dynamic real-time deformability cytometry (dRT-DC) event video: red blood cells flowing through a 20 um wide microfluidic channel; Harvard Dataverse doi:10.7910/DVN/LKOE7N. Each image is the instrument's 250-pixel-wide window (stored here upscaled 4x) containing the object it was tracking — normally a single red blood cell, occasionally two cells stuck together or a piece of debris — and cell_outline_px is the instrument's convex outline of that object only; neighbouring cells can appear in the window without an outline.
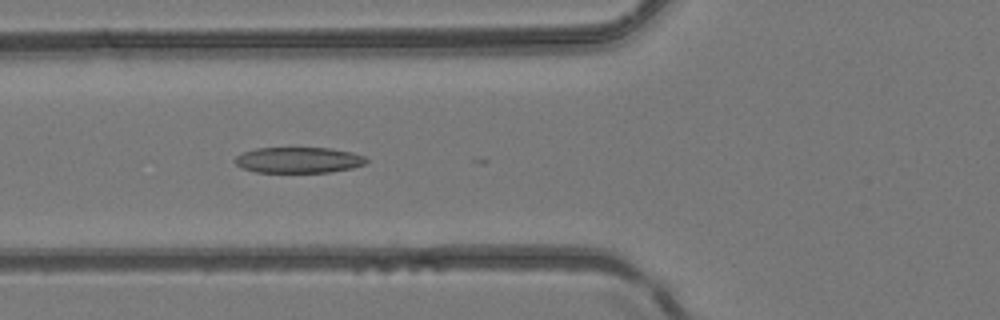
{"species": "common noctule bat (a hibernating species)", "species_latin": "Nyctalus noctula", "temperature_condition": "room temperature", "stored_images_in_passage": 17, "camera_frame_rate_fps": 3000, "um_per_image_px": 0.085, "animal": {"sex": "female", "body_mass_g": 24.6, "forearm_length_mm": 56.2}, "frame": {"image": 1, "passage_image": 14, "time_ms": 4.333, "image_size_px": [1000, 320], "cell_outline_px": [[368, 160], [364, 164], [352, 168], [332, 172], [256, 172], [240, 168], [232, 160], [236, 156], [244, 152], [256, 148], [332, 148], [352, 152], [364, 156]], "centroid_in_image_um": [25.36, 13.6], "position_along_channel_um": 100.4, "area_um2": 19.88}}